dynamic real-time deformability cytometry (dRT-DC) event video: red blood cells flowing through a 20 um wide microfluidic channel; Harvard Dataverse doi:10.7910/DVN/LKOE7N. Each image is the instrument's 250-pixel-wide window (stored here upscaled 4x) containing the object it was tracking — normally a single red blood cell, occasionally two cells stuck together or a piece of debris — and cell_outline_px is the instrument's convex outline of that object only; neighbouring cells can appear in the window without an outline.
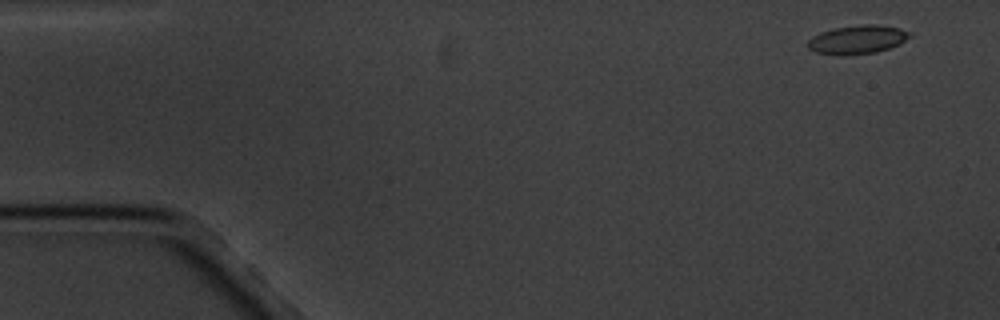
{"species": "common noctule bat (a hibernating species)", "species_latin": "Nyctalus noctula", "temperature_condition": "cold", "stored_images_in_passage": 6, "camera_frame_rate_fps": 3000, "um_per_image_px": 0.085, "animal": {"sex": "male", "body_mass_g": 20.1, "forearm_length_mm": 53.5}, "frame": {"image": 1, "passage_image": 1, "time_ms": 0.0, "image_size_px": [1000, 320], "cell_outline_px": [[912, 36], [900, 44], [876, 52], [844, 56], [840, 56], [816, 52], [808, 48], [808, 40], [812, 36], [820, 32], [832, 28], [860, 24], [880, 24], [900, 28], [912, 32]], "centroid_in_image_um": [72.9, 3.35], "position_along_channel_um": 12.1, "area_um2": 17.4}}
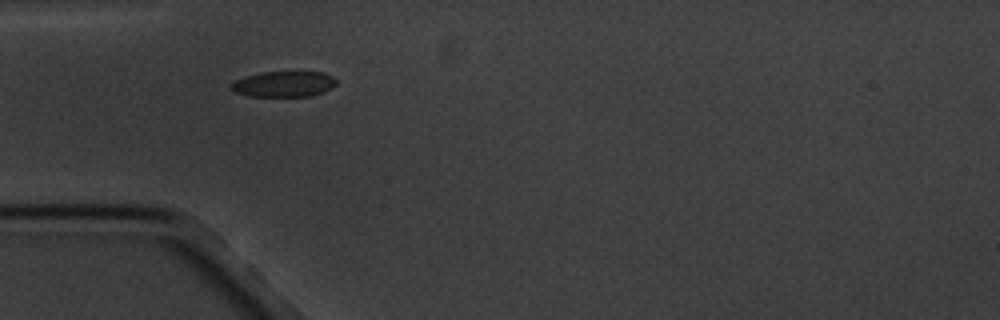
{"frame": {"image": 2, "passage_image": 5, "time_ms": 4.667, "image_size_px": [1000, 320], "cell_outline_px": [[336, 84], [332, 88], [324, 92], [312, 96], [248, 96], [236, 92], [228, 88], [236, 80], [244, 76], [260, 72], [324, 72], [332, 76], [336, 80]], "centroid_in_image_um": [24.13, 7.14], "position_along_channel_um": 60.9, "area_um2": 15.84}}
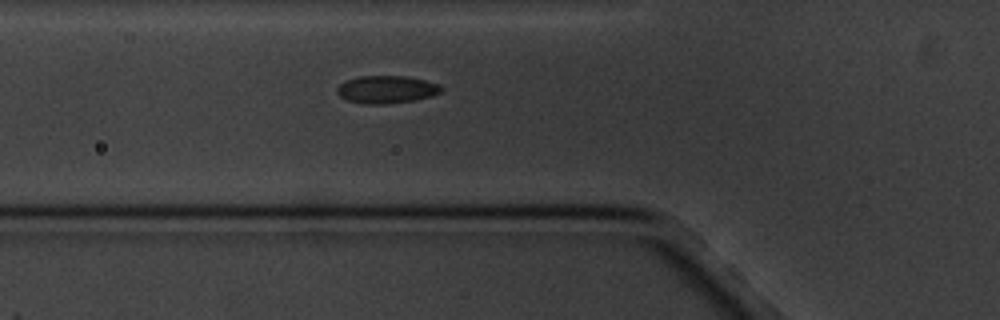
{"frame": {"image": 3, "passage_image": 6, "time_ms": 5.667, "image_size_px": [1000, 320], "cell_outline_px": [[444, 88], [440, 92], [432, 96], [416, 100], [384, 104], [364, 104], [348, 100], [340, 96], [336, 92], [336, 88], [344, 80], [360, 76], [408, 76], [440, 84]], "centroid_in_image_um": [32.86, 7.6], "position_along_channel_um": 92.9, "area_um2": 16.94}}